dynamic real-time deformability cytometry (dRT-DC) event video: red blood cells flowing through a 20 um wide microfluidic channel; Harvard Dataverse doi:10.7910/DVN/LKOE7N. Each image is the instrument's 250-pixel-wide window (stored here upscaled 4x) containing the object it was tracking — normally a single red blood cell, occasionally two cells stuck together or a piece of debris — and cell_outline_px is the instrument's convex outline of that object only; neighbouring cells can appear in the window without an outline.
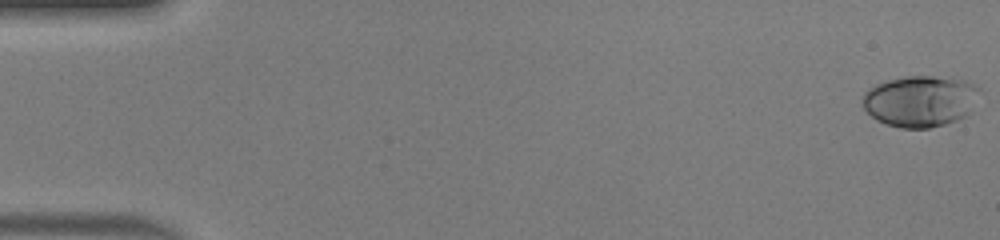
{"species": "human", "species_latin": "Homo sapiens", "temperature_condition": "warm", "stored_images_in_passage": 49, "camera_frame_rate_fps": 3000, "um_per_image_px": 0.085, "donor": {"sex": "male"}, "frame": {"image": 1, "passage_image": 1, "time_ms": 0.0, "image_size_px": [1000, 240], "cell_outline_px": [[980, 92], [968, 112], [964, 116], [956, 120], [944, 124], [928, 128], [900, 128], [876, 120], [864, 108], [860, 100], [864, 92], [876, 84], [888, 80], [904, 76], [932, 76], [964, 80], [976, 84], [980, 88]], "centroid_in_image_um": [78.19, 8.58], "position_along_channel_um": 6.8, "area_um2": 34.85}}
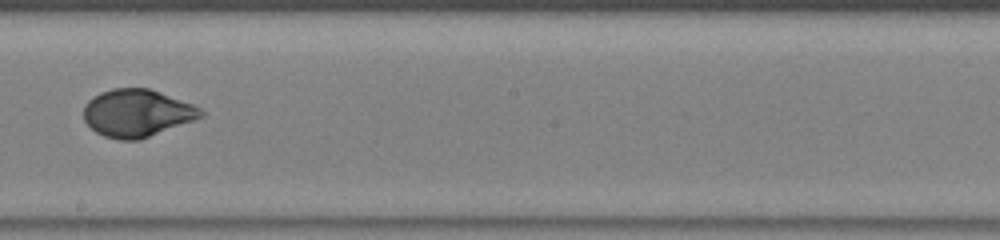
{"frame": {"image": 2, "passage_image": 29, "time_ms": 9.333, "image_size_px": [1000, 240], "cell_outline_px": [[204, 116], [140, 140], [120, 140], [104, 136], [96, 132], [84, 120], [84, 104], [92, 96], [100, 92], [112, 88], [148, 88], [192, 104], [200, 108], [204, 112]], "centroid_in_image_um": [11.61, 9.61], "position_along_channel_um": 236.6, "area_um2": 32.31}}
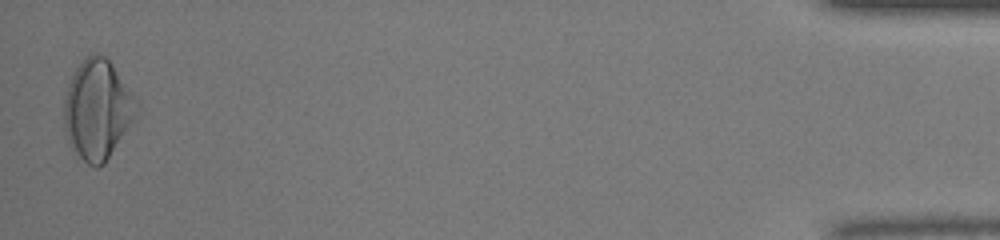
{"frame": {"image": 3, "passage_image": 49, "time_ms": 16.0, "image_size_px": [1000, 240], "cell_outline_px": [[140, 108], [104, 164], [96, 168], [76, 160], [68, 144], [64, 132], [64, 100], [68, 84], [76, 68], [92, 52], [96, 52], [104, 56], [112, 64], [136, 100]], "centroid_in_image_um": [8.23, 9.37], "position_along_channel_um": 427.0, "area_um2": 42.14}, "authors_computed_cell_mechanics": {"area_um2": 32.4836, "velocity_mm_per_s": 4.2148, "shape_relaxation_time_tau1_ms": 5.0824, "shape_relaxation_time_tau2_ms": null, "deformation_change_tau1": 0.2106, "deformation_change_tau2": null}}